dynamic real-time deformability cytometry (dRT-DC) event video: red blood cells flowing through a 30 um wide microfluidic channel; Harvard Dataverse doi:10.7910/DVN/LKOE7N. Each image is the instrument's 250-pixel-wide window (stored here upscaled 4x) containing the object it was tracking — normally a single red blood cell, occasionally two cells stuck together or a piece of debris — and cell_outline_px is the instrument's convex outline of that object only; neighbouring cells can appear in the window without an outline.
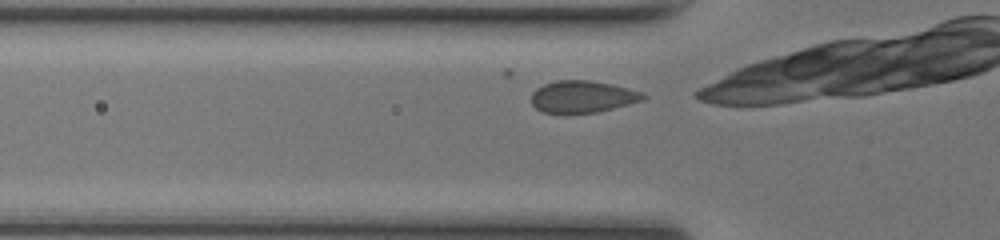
{"species": "common noctule bat (a hibernating species)", "species_latin": "Nyctalus noctula", "temperature_condition": "room temperature", "stored_images_in_passage": 7, "camera_frame_rate_fps": 3000, "um_per_image_px": 0.085, "animal": {"sex": "female", "body_mass_g": 17.0, "forearm_length_mm": 48.0}, "frame": {"image": 1, "passage_image": 2, "time_ms": 0.333, "image_size_px": [1000, 240], "cell_outline_px": [[648, 96], [644, 100], [596, 112], [544, 112], [536, 108], [532, 104], [532, 92], [536, 88], [544, 84], [556, 80], [592, 80], [612, 84], [640, 92]], "centroid_in_image_um": [49.51, 8.19], "position_along_channel_um": 76.3, "area_um2": 20.52}}
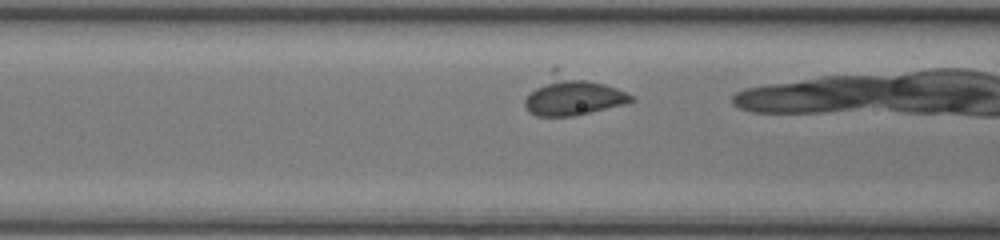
{"frame": {"image": 2, "passage_image": 5, "time_ms": 1.333, "image_size_px": [1000, 240], "cell_outline_px": [[636, 100], [624, 104], [576, 116], [536, 116], [528, 112], [524, 104], [524, 100], [552, 68], [556, 68], [616, 88], [636, 96]], "centroid_in_image_um": [48.66, 8.14], "position_along_channel_um": 117.9, "area_um2": 24.16}}